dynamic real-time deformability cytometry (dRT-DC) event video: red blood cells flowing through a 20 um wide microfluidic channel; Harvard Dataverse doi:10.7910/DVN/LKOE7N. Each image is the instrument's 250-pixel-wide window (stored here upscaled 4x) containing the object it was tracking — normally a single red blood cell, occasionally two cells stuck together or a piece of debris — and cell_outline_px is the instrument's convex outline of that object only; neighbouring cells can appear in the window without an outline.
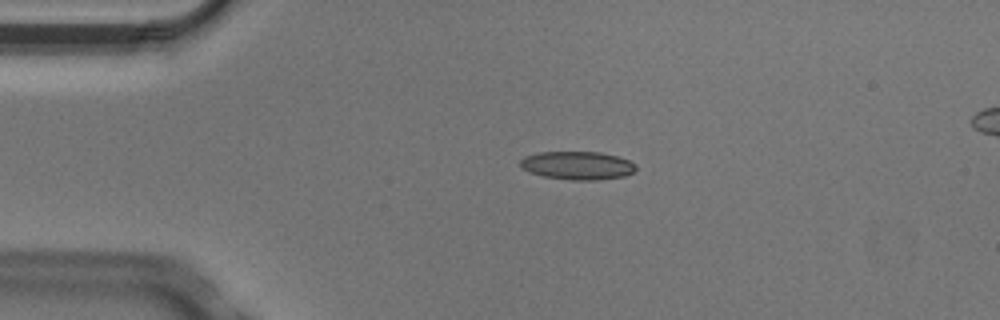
{"species": "Egyptian fruit bat (a non-hibernating species)", "species_latin": "Rousettus aegyptiacus", "temperature_condition": "cold", "stored_images_in_passage": 6, "camera_frame_rate_fps": 3000, "um_per_image_px": 0.085, "animal": {"sex": "male"}, "frame": {"image": 1, "passage_image": 4, "time_ms": 1.0, "image_size_px": [1000, 320], "cell_outline_px": [[636, 168], [632, 172], [624, 176], [596, 180], [572, 180], [544, 176], [528, 172], [520, 168], [520, 160], [524, 156], [540, 152], [600, 152], [616, 156], [628, 160], [636, 164]], "centroid_in_image_um": [49.05, 14.06], "position_along_channel_um": 36.0, "area_um2": 19.02}}